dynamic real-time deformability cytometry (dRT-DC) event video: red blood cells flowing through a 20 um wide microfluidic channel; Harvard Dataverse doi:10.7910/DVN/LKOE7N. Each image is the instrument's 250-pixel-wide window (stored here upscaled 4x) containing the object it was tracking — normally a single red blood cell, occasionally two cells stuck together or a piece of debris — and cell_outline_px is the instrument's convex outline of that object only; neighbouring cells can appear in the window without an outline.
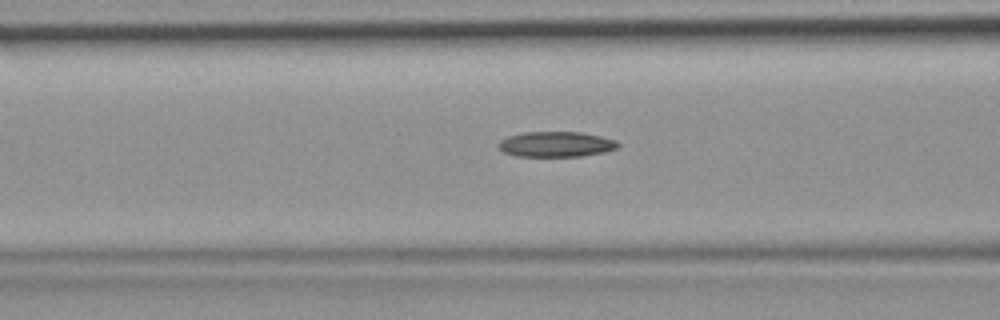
{"species": "common noctule bat (a hibernating species)", "species_latin": "Nyctalus noctula", "temperature_condition": "room temperature", "stored_images_in_passage": 31, "camera_frame_rate_fps": 3000, "um_per_image_px": 0.085, "animal": {"sex": "female", "body_mass_g": 19.9}, "frame": {"image": 1, "passage_image": 4, "time_ms": 1.0, "image_size_px": [1000, 320], "cell_outline_px": [[620, 144], [616, 148], [604, 152], [580, 156], [516, 156], [504, 152], [496, 144], [500, 140], [508, 136], [524, 132], [580, 132], [600, 136], [616, 140]], "centroid_in_image_um": [47.24, 12.25], "position_along_channel_um": 119.4, "area_um2": 17.57}}
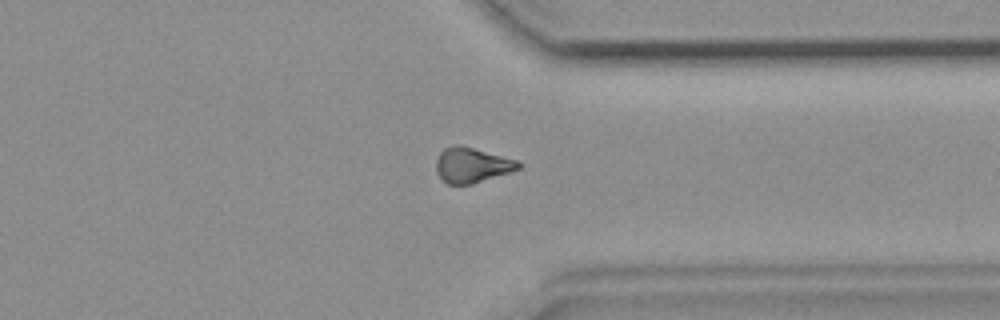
{"frame": {"image": 2, "passage_image": 21, "time_ms": 6.667, "image_size_px": [1000, 320], "cell_outline_px": [[520, 168], [472, 184], [448, 184], [436, 172], [436, 160], [440, 152], [444, 148], [452, 144], [460, 144], [516, 160], [520, 164]], "centroid_in_image_um": [40.06, 14.01], "position_along_channel_um": 371.3, "area_um2": 16.59}}
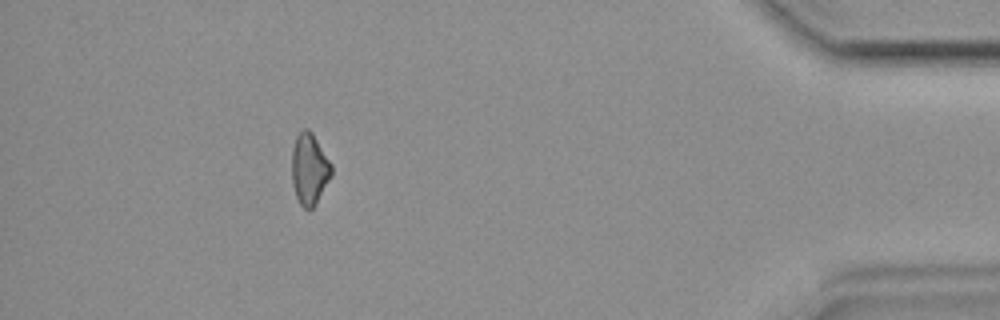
{"frame": {"image": 3, "passage_image": 27, "time_ms": 8.667, "image_size_px": [1000, 320], "cell_outline_px": [[332, 176], [316, 204], [308, 212], [300, 204], [296, 196], [292, 184], [292, 148], [296, 136], [304, 128], [308, 128], [312, 132], [332, 164]], "centroid_in_image_um": [26.3, 14.38], "position_along_channel_um": 408.9, "area_um2": 16.7}}